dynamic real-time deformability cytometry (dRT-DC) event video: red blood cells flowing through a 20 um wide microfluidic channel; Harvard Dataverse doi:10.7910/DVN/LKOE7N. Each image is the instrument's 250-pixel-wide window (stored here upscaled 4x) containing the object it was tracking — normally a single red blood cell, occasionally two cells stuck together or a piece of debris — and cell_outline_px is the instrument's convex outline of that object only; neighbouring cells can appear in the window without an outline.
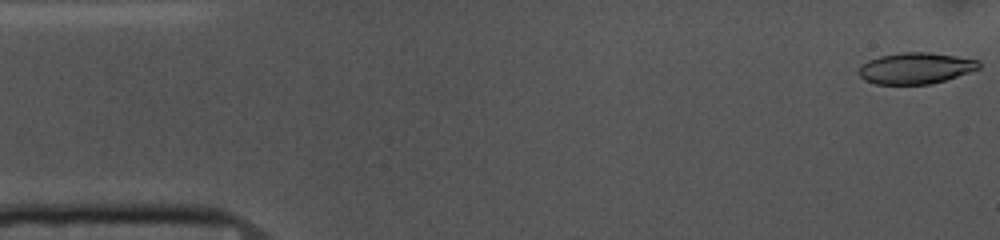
{"species": "common noctule bat (a hibernating species)", "species_latin": "Nyctalus noctula", "temperature_condition": "cold", "stored_images_in_passage": 9, "camera_frame_rate_fps": 3000, "um_per_image_px": 0.085, "animal": {"sex": "female", "body_mass_g": 10.0, "forearm_length_mm": 53.1}, "frame": {"image": 1, "passage_image": 1, "time_ms": 0.0, "image_size_px": [1000, 240], "cell_outline_px": [[980, 68], [932, 84], [876, 84], [864, 80], [856, 72], [860, 64], [868, 60], [880, 56], [900, 52], [928, 52], [956, 56], [980, 60]], "centroid_in_image_um": [77.78, 5.79], "position_along_channel_um": 7.2, "area_um2": 21.96}}